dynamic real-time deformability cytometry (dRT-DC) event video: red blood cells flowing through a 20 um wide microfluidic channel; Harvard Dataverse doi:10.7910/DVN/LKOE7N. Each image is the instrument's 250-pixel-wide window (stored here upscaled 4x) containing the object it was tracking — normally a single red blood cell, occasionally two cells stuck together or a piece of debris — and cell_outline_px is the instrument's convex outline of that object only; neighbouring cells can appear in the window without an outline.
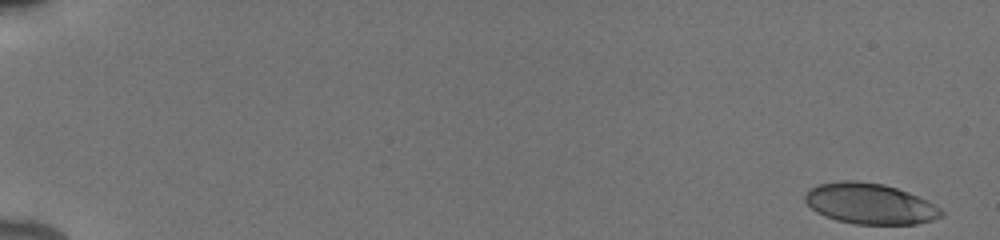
{"species": "human", "species_latin": "Homo sapiens", "temperature_condition": "cold", "stored_images_in_passage": 53, "camera_frame_rate_fps": 3000, "um_per_image_px": 0.085, "donor": {"sex": "male"}, "frame": {"image": 1, "passage_image": 1, "time_ms": 0.0, "image_size_px": [1000, 240], "cell_outline_px": [[944, 216], [932, 220], [916, 224], [852, 224], [836, 220], [824, 216], [816, 212], [804, 200], [804, 196], [816, 184], [840, 180], [856, 180], [884, 184], [908, 192], [928, 200], [940, 208], [944, 212]], "centroid_in_image_um": [73.95, 17.31], "position_along_channel_um": 11.1, "area_um2": 32.6}}
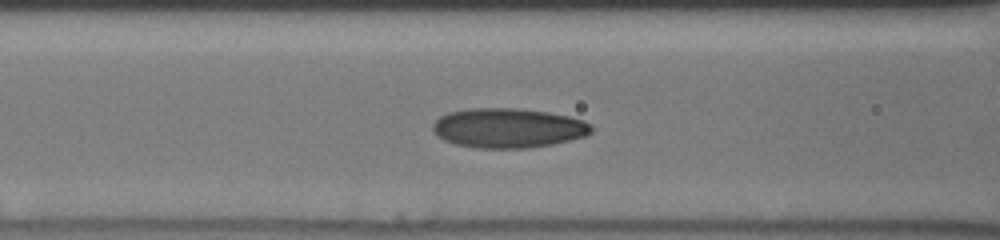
{"frame": {"image": 2, "passage_image": 24, "time_ms": 7.667, "image_size_px": [1000, 240], "cell_outline_px": [[592, 132], [584, 136], [552, 144], [528, 148], [476, 148], [456, 144], [444, 140], [436, 136], [432, 128], [432, 124], [440, 116], [448, 112], [472, 108], [516, 108], [548, 112], [568, 116], [584, 120], [592, 124]], "centroid_in_image_um": [43.17, 10.88], "position_along_channel_um": 123.4, "area_um2": 36.7}}
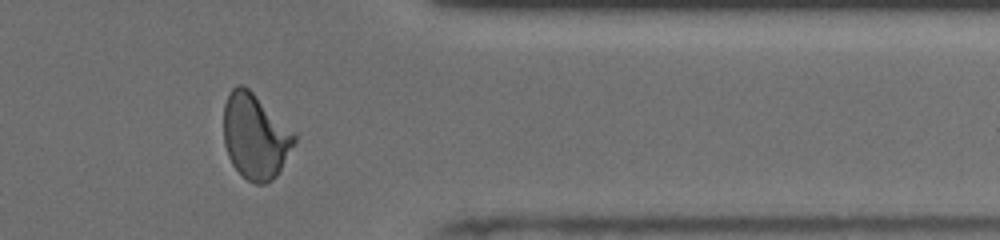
{"frame": {"image": 3, "passage_image": 45, "time_ms": 14.667, "image_size_px": [1000, 240], "cell_outline_px": [[296, 144], [276, 176], [272, 180], [264, 184], [256, 184], [248, 180], [232, 164], [228, 156], [224, 144], [224, 104], [228, 92], [236, 84], [240, 84], [248, 88], [296, 136]], "centroid_in_image_um": [21.67, 11.6], "position_along_channel_um": 389.7, "area_um2": 34.62}, "authors_computed_cell_mechanics": {"area_um2": 33.6396, "velocity_mm_per_s": 3.9182, "shape_relaxation_time_tau1_ms": 6.9865, "shape_relaxation_time_tau2_ms": 1.2401, "deformation_change_tau1": 0.1948, "deformation_change_tau2": 0.0743}}